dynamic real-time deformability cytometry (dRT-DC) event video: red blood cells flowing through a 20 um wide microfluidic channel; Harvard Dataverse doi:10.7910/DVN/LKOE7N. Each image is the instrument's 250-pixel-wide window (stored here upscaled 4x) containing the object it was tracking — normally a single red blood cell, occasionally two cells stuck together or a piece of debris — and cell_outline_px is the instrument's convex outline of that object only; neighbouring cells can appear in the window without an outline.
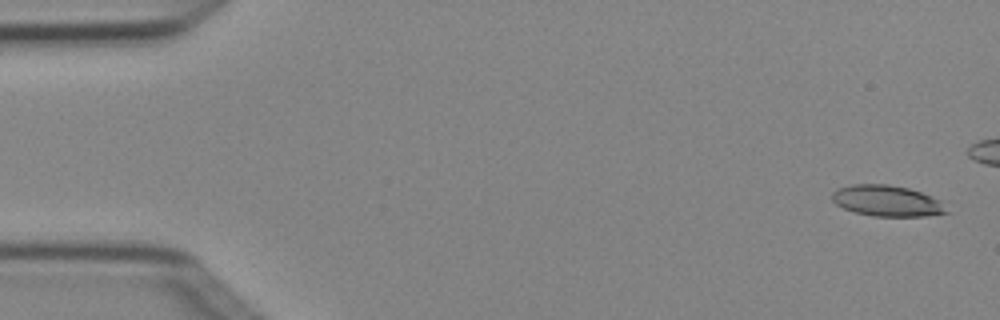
{"species": "Egyptian fruit bat (a non-hibernating species)", "species_latin": "Rousettus aegyptiacus", "temperature_condition": "cold", "stored_images_in_passage": 6, "camera_frame_rate_fps": 3000, "um_per_image_px": 0.085, "animal": {"sex": "female"}, "frame": {"image": 1, "passage_image": 1, "time_ms": 0.0, "image_size_px": [1000, 320], "cell_outline_px": [[948, 212], [924, 216], [872, 216], [856, 212], [844, 208], [836, 204], [832, 200], [832, 192], [836, 188], [852, 184], [888, 184], [908, 188], [932, 196], [940, 200]], "centroid_in_image_um": [75.36, 17.06], "position_along_channel_um": 9.6, "area_um2": 20.58}}
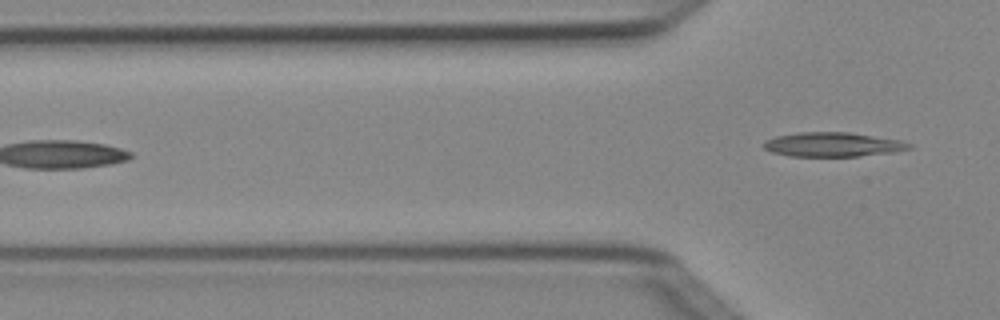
{"frame": {"image": 2, "passage_image": 6, "time_ms": 1.667, "image_size_px": [1000, 320], "cell_outline_px": [[912, 148], [892, 152], [860, 156], [788, 156], [772, 152], [764, 148], [764, 140], [776, 136], [800, 132], [848, 132], [900, 140], [912, 144]], "centroid_in_image_um": [70.77, 12.28], "position_along_channel_um": 55.0, "area_um2": 20.52}}